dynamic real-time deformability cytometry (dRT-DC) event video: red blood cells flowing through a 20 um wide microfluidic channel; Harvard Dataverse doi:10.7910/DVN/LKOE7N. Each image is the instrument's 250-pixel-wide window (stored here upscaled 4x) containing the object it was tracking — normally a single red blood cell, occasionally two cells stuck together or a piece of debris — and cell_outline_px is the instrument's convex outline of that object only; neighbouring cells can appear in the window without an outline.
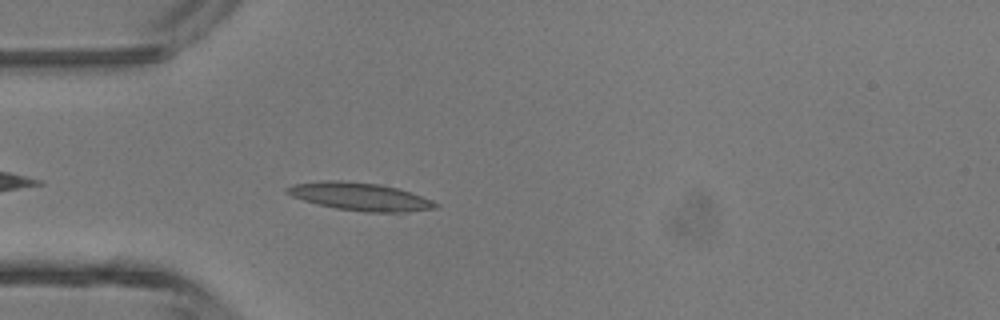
{"species": "common noctule bat (a hibernating species)", "species_latin": "Nyctalus noctula", "temperature_condition": "room temperature", "stored_images_in_passage": 4, "camera_frame_rate_fps": 3000, "um_per_image_px": 0.085, "animal": {"sex": "male", "body_mass_g": 13.3}, "frame": {"image": 1, "passage_image": 4, "time_ms": 1.0, "image_size_px": [1000, 320], "cell_outline_px": [[440, 204], [436, 208], [408, 212], [364, 212], [336, 208], [316, 204], [292, 196], [284, 192], [284, 188], [292, 184], [320, 180], [340, 180], [380, 184], [396, 188], [432, 200]], "centroid_in_image_um": [30.55, 16.7], "position_along_channel_um": 54.5, "area_um2": 24.16}}